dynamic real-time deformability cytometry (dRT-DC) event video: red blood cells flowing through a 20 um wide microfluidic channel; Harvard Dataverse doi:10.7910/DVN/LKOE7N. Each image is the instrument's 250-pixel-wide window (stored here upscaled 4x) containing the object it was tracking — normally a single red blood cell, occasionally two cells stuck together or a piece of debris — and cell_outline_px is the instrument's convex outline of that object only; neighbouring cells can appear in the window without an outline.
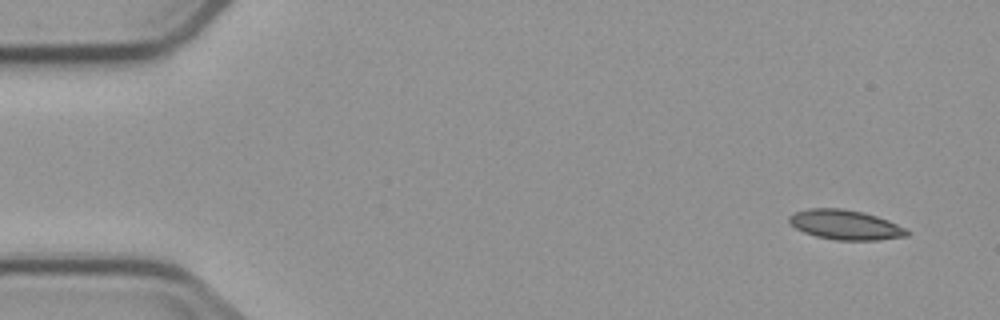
{"species": "common noctule bat (a hibernating species)", "species_latin": "Nyctalus noctula", "temperature_condition": "cold", "stored_images_in_passage": 5, "camera_frame_rate_fps": 3000, "um_per_image_px": 0.085, "animal": {"sex": "male", "body_mass_g": 23.1, "forearm_length_mm": 52.7}, "frame": {"image": 1, "passage_image": 1, "time_ms": 0.0, "image_size_px": [1000, 320], "cell_outline_px": [[912, 232], [908, 236], [876, 240], [836, 240], [816, 236], [804, 232], [796, 228], [788, 220], [788, 216], [796, 212], [808, 208], [840, 208], [864, 212], [888, 220]], "centroid_in_image_um": [71.86, 19.11], "position_along_channel_um": 13.1, "area_um2": 20.35}}
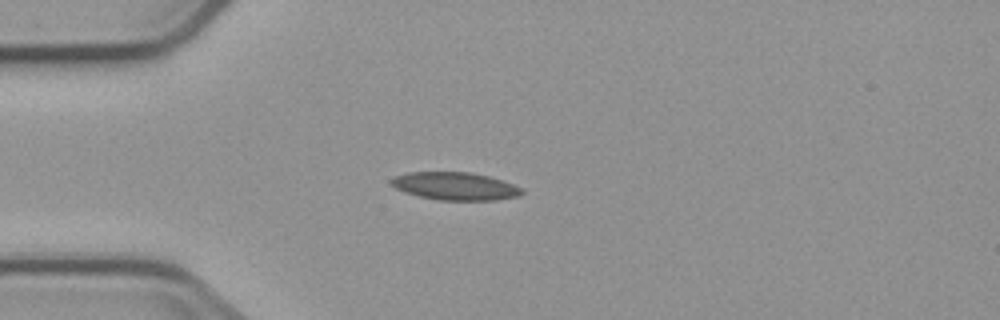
{"frame": {"image": 2, "passage_image": 4, "time_ms": 3.667, "image_size_px": [1000, 320], "cell_outline_px": [[524, 192], [520, 196], [496, 200], [440, 200], [420, 196], [404, 192], [396, 188], [388, 180], [396, 176], [408, 172], [472, 172], [488, 176], [524, 188]], "centroid_in_image_um": [38.71, 15.82], "position_along_channel_um": 46.3, "area_um2": 21.15}}